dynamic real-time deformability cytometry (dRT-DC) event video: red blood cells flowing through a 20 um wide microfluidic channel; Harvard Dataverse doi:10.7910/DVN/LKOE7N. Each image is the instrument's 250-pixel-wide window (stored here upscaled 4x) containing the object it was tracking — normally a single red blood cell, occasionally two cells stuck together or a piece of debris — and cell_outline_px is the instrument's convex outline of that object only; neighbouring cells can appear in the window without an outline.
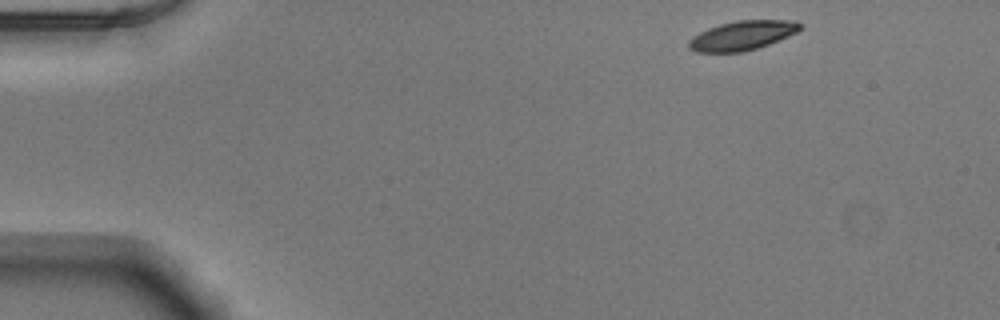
{"species": "Egyptian fruit bat (a non-hibernating species)", "species_latin": "Rousettus aegyptiacus", "temperature_condition": "warm", "stored_images_in_passage": 47, "camera_frame_rate_fps": 3000, "um_per_image_px": 0.085, "animal": {"sex": "male"}, "frame": {"image": 1, "passage_image": 1, "time_ms": 0.0, "image_size_px": [1000, 320], "cell_outline_px": [[800, 28], [796, 32], [768, 44], [744, 52], [696, 52], [688, 48], [688, 40], [700, 32], [708, 28], [720, 24], [736, 20], [788, 20], [800, 24]], "centroid_in_image_um": [63.02, 3.02], "position_along_channel_um": 22.0, "area_um2": 18.73}}
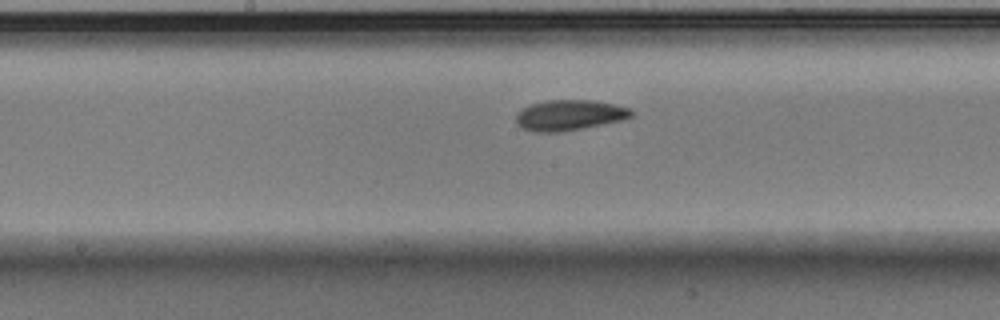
{"frame": {"image": 2, "passage_image": 22, "time_ms": 7.0, "image_size_px": [1000, 320], "cell_outline_px": [[632, 116], [620, 120], [560, 132], [536, 132], [524, 128], [516, 124], [516, 112], [532, 104], [548, 100], [588, 100], [616, 104], [628, 108], [632, 112]], "centroid_in_image_um": [48.35, 9.78], "position_along_channel_um": 199.8, "area_um2": 20.11}}
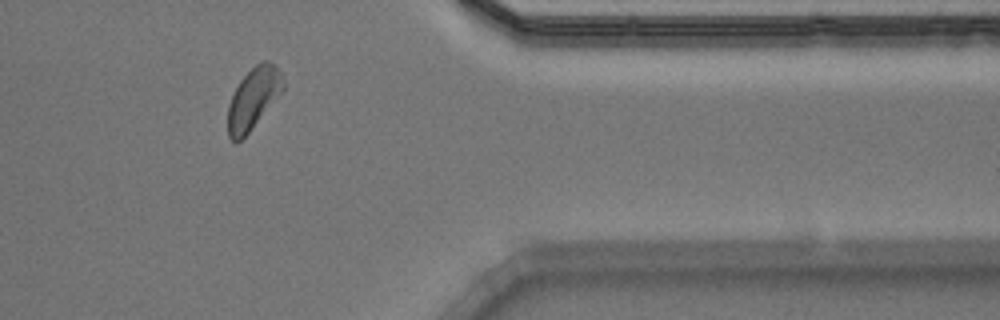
{"frame": {"image": 3, "passage_image": 38, "time_ms": 12.333, "image_size_px": [1000, 320], "cell_outline_px": [[284, 88], [248, 132], [236, 144], [228, 136], [228, 104], [240, 80], [260, 60], [268, 60], [280, 72], [284, 84]], "centroid_in_image_um": [21.5, 8.35], "position_along_channel_um": 389.9, "area_um2": 19.13}, "authors_computed_cell_mechanics": {"area_um2": 19.7676, "velocity_mm_per_s": 3.8684, "shape_relaxation_time_tau1_ms": 2.1662, "shape_relaxation_time_tau2_ms": 3.9843, "deformation_change_tau1": 0.1148, "deformation_change_tau2": 0.1004}}